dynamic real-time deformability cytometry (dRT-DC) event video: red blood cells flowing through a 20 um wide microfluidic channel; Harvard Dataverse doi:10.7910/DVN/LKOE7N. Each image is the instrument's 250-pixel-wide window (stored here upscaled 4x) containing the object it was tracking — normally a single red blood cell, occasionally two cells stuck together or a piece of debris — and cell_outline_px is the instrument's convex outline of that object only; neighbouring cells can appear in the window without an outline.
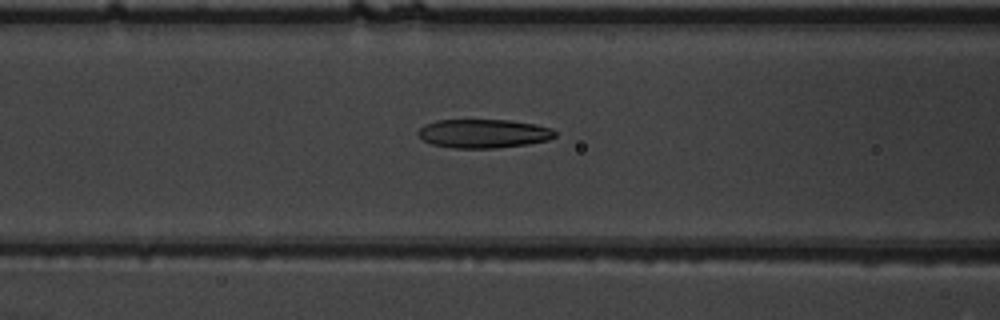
{"species": "common noctule bat (a hibernating species)", "species_latin": "Nyctalus noctula", "temperature_condition": "warm", "stored_images_in_passage": 43, "camera_frame_rate_fps": 3000, "um_per_image_px": 0.085, "animal": {"sex": "male", "body_mass_g": 19.5, "forearm_length_mm": 54.6}, "frame": {"image": 1, "passage_image": 17, "time_ms": 5.333, "image_size_px": [1000, 320], "cell_outline_px": [[556, 136], [548, 140], [528, 144], [496, 148], [452, 148], [432, 144], [424, 140], [416, 132], [424, 124], [436, 120], [508, 120], [536, 124], [552, 128], [556, 132]], "centroid_in_image_um": [41.11, 11.35], "position_along_channel_um": 125.5, "area_um2": 23.06}}
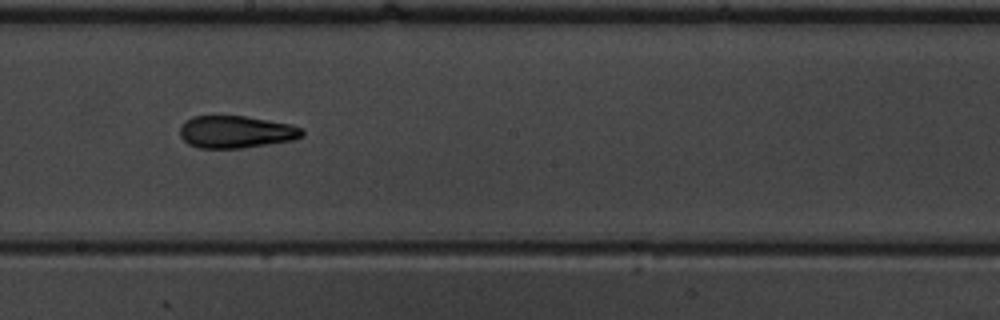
{"frame": {"image": 2, "passage_image": 25, "time_ms": 8.0, "image_size_px": [1000, 320], "cell_outline_px": [[304, 136], [292, 140], [240, 148], [200, 148], [188, 144], [180, 136], [180, 128], [184, 120], [192, 116], [244, 116], [288, 124], [300, 128], [304, 132]], "centroid_in_image_um": [20.0, 11.21], "position_along_channel_um": 228.2, "area_um2": 22.77}}
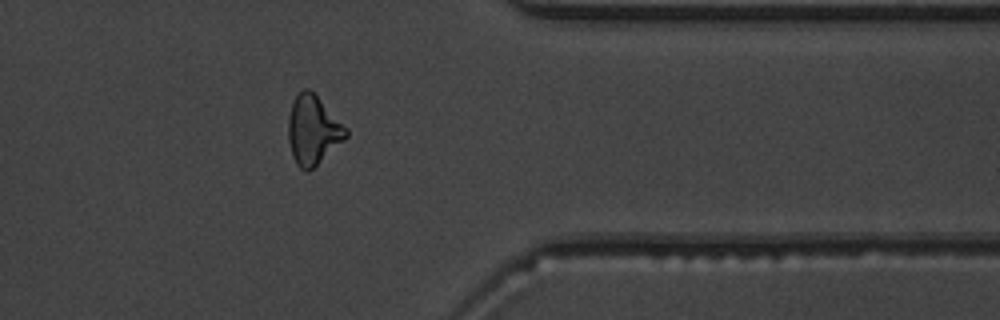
{"frame": {"image": 3, "passage_image": 38, "time_ms": 12.333, "image_size_px": [1000, 320], "cell_outline_px": [[348, 136], [344, 140], [308, 172], [300, 168], [296, 164], [292, 156], [288, 140], [288, 116], [292, 104], [296, 96], [304, 88], [308, 88], [348, 128]], "centroid_in_image_um": [26.59, 11.08], "position_along_channel_um": 384.8, "area_um2": 22.95}}